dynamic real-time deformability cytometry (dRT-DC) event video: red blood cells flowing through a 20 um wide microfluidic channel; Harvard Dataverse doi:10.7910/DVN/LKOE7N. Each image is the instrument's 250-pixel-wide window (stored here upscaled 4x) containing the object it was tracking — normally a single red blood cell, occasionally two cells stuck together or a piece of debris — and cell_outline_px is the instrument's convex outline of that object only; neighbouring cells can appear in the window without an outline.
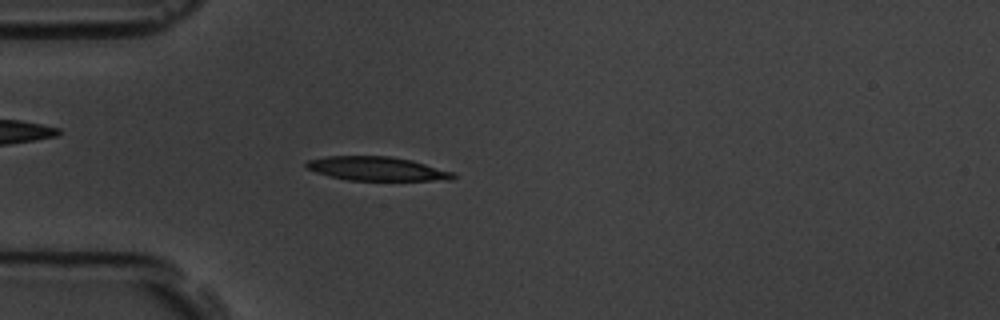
{"species": "common noctule bat (a hibernating species)", "species_latin": "Nyctalus noctula", "temperature_condition": "room temperature", "stored_images_in_passage": 55, "camera_frame_rate_fps": 3000, "um_per_image_px": 0.085, "animal": {"sex": "male", "body_mass_g": 19.5, "forearm_length_mm": 54.6}, "frame": {"image": 1, "passage_image": 14, "time_ms": 4.333, "image_size_px": [1000, 320], "cell_outline_px": [[456, 176], [452, 180], [348, 180], [328, 176], [316, 172], [308, 168], [304, 164], [308, 160], [324, 156], [388, 156], [412, 160], [456, 172]], "centroid_in_image_um": [32.06, 14.34], "position_along_channel_um": 52.9, "area_um2": 20.58}}
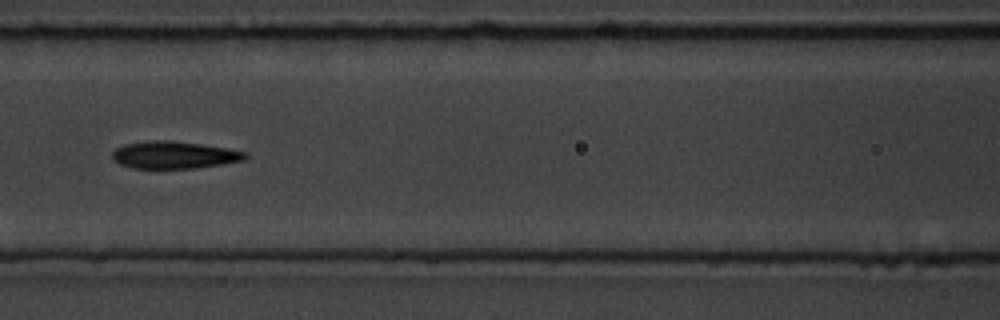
{"frame": {"image": 2, "passage_image": 23, "time_ms": 7.333, "image_size_px": [1000, 320], "cell_outline_px": [[248, 156], [244, 160], [224, 164], [192, 168], [132, 168], [120, 164], [112, 160], [112, 152], [116, 148], [124, 144], [152, 140], [172, 140], [228, 148], [248, 152]], "centroid_in_image_um": [14.81, 13.17], "position_along_channel_um": 151.8, "area_um2": 21.27}}
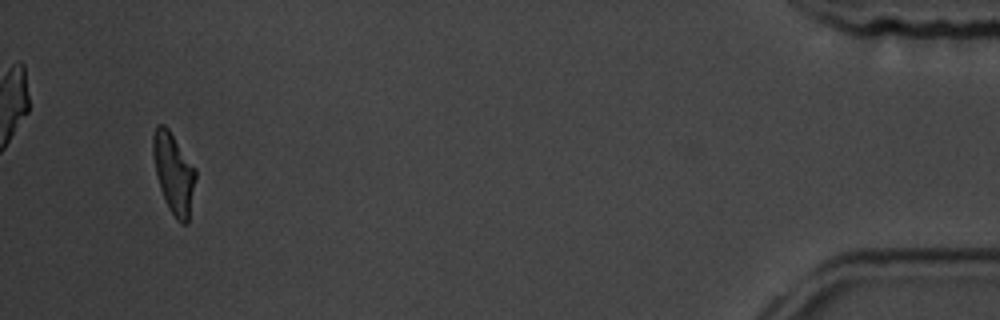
{"frame": {"image": 3, "passage_image": 52, "time_ms": 17.0, "image_size_px": [1000, 320], "cell_outline_px": [[196, 180], [188, 224], [180, 224], [176, 220], [168, 208], [160, 188], [156, 172], [152, 152], [152, 136], [156, 124], [164, 124], [168, 128], [196, 168]], "centroid_in_image_um": [14.77, 14.73], "position_along_channel_um": 420.4, "area_um2": 20.23}, "authors_computed_cell_mechanics": {"area_um2": 20.808, "velocity_mm_per_s": 3.5933, "shape_relaxation_time_tau1_ms": 4.4299, "shape_relaxation_time_tau2_ms": 2.4199, "deformation_change_tau1": 0.1744, "deformation_change_tau2": 0.1051}}